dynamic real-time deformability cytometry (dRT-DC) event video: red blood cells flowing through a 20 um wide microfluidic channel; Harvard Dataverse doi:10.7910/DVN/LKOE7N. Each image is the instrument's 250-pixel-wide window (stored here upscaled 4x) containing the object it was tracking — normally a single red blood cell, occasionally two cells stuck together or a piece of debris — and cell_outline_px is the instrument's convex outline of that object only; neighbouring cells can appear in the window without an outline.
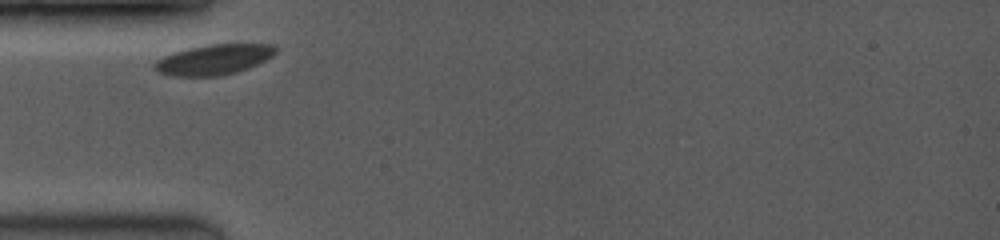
{"species": "common noctule bat (a hibernating species)", "species_latin": "Nyctalus noctula", "temperature_condition": "room temperature", "stored_images_in_passage": 9, "camera_frame_rate_fps": 3500, "um_per_image_px": 0.085, "animal": {"sex": "female", "body_mass_g": 19.0, "forearm_length_mm": 53.3}, "frame": {"image": 1, "passage_image": 1, "time_ms": 0.0, "image_size_px": [1000, 240], "cell_outline_px": [[276, 52], [272, 56], [248, 68], [236, 72], [216, 76], [172, 76], [156, 72], [152, 68], [152, 64], [156, 60], [164, 56], [188, 48], [208, 44], [272, 44], [276, 48]], "centroid_in_image_um": [18.12, 5.07], "position_along_channel_um": 66.9, "area_um2": 21.33}}
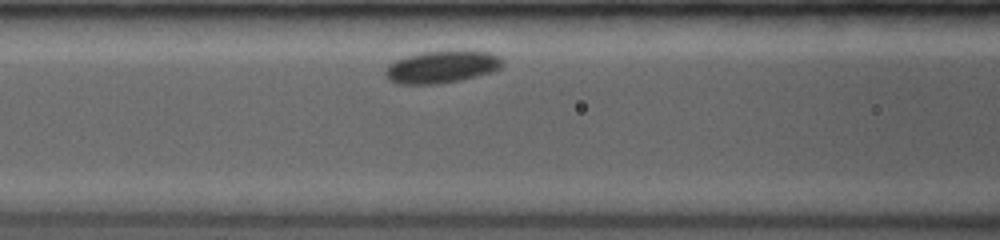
{"frame": {"image": 2, "passage_image": 5, "time_ms": 1.714, "image_size_px": [1000, 240], "cell_outline_px": [[504, 64], [500, 68], [492, 72], [460, 80], [440, 84], [396, 84], [388, 80], [384, 76], [384, 72], [388, 64], [396, 60], [420, 52], [488, 52], [500, 56], [504, 60]], "centroid_in_image_um": [37.52, 5.72], "position_along_channel_um": 129.1, "area_um2": 21.91}}
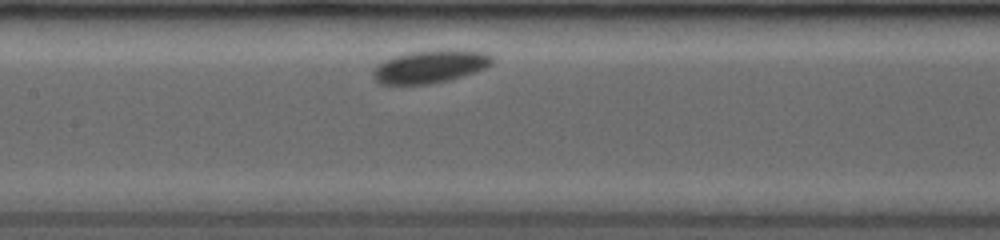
{"frame": {"image": 3, "passage_image": 8, "time_ms": 2.857, "image_size_px": [1000, 240], "cell_outline_px": [[496, 60], [492, 64], [476, 72], [464, 76], [448, 80], [428, 84], [380, 84], [372, 76], [372, 72], [384, 60], [396, 56], [412, 52], [436, 48], [456, 48], [488, 52]], "centroid_in_image_um": [36.66, 5.62], "position_along_channel_um": 170.7, "area_um2": 23.29}}